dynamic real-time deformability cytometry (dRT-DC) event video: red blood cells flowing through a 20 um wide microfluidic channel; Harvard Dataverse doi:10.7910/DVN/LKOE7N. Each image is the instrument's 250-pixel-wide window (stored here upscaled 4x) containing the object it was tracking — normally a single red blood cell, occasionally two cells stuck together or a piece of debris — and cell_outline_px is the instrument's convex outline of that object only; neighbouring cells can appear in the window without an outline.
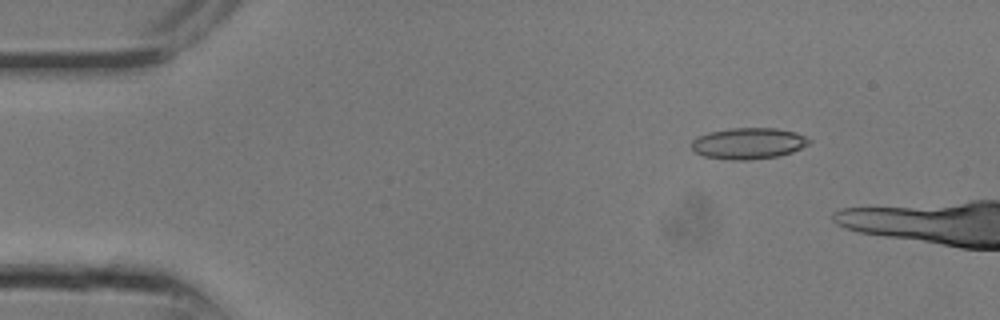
{"species": "common noctule bat (a hibernating species)", "species_latin": "Nyctalus noctula", "temperature_condition": "room temperature", "stored_images_in_passage": 3, "camera_frame_rate_fps": 3000, "um_per_image_px": 0.085, "animal": {"sex": "male", "body_mass_g": 13.3}, "frame": {"image": 1, "passage_image": 1, "time_ms": 0.0, "image_size_px": [1000, 320], "cell_outline_px": [[812, 140], [808, 144], [792, 152], [776, 156], [748, 160], [732, 160], [704, 156], [696, 152], [692, 148], [692, 140], [696, 136], [708, 132], [732, 128], [776, 128], [796, 132]], "centroid_in_image_um": [63.6, 12.18], "position_along_channel_um": 21.4, "area_um2": 21.33}}